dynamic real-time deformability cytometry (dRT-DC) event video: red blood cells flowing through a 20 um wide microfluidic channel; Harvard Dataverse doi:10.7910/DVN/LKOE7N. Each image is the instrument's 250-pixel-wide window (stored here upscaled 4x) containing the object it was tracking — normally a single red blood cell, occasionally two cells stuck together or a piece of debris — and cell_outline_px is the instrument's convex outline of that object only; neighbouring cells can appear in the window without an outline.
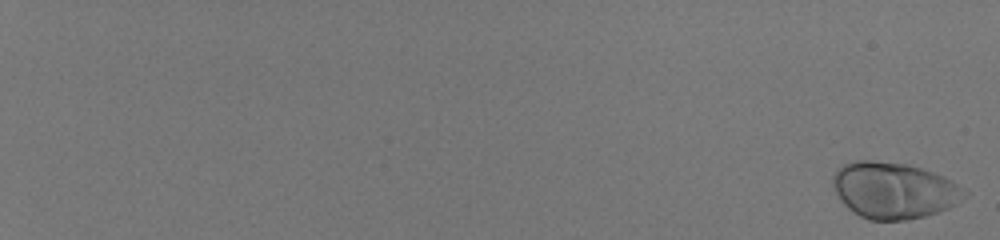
{"species": "human", "species_latin": "Homo sapiens", "temperature_condition": "room temperature", "stored_images_in_passage": 58, "camera_frame_rate_fps": 3000, "um_per_image_px": 0.085, "donor": {"sex": "male"}, "frame": {"image": 1, "passage_image": 1, "time_ms": 0.0, "image_size_px": [1000, 240], "cell_outline_px": [[960, 188], [952, 204], [948, 208], [924, 216], [904, 220], [868, 220], [860, 216], [848, 208], [840, 200], [832, 184], [832, 176], [844, 164], [856, 160], [872, 160], [908, 164], [944, 176], [956, 184]], "centroid_in_image_um": [75.84, 16.17], "position_along_channel_um": 9.2, "area_um2": 42.02}}
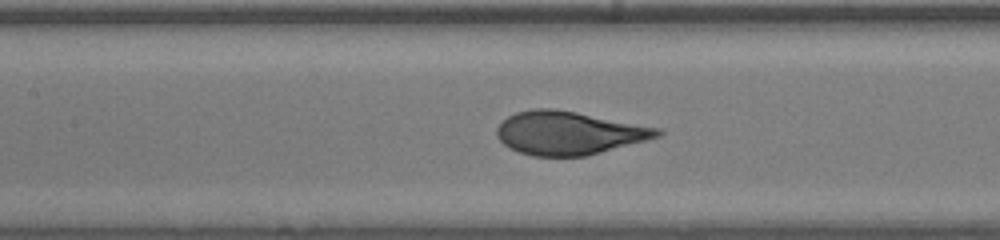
{"frame": {"image": 2, "passage_image": 34, "time_ms": 11.0, "image_size_px": [1000, 240], "cell_outline_px": [[664, 132], [660, 136], [648, 140], [584, 156], [532, 156], [508, 148], [496, 136], [496, 128], [508, 116], [516, 112], [532, 108], [552, 108], [576, 112], [660, 128]], "centroid_in_image_um": [48.33, 11.3], "position_along_channel_um": 159.1, "area_um2": 40.4}}
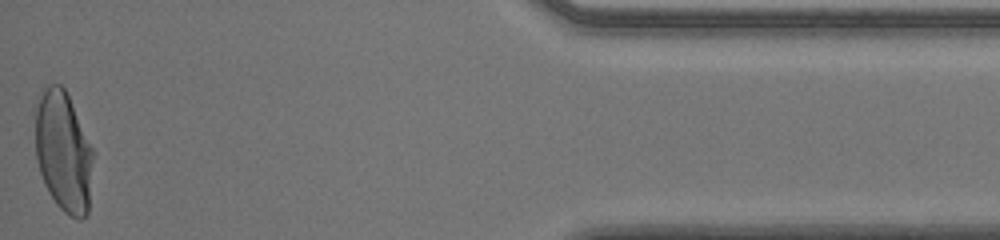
{"frame": {"image": 3, "passage_image": 58, "time_ms": 19.0, "image_size_px": [1000, 240], "cell_outline_px": [[92, 156], [88, 212], [80, 220], [68, 216], [56, 204], [48, 192], [44, 184], [36, 160], [32, 108], [44, 88], [48, 84], [60, 84], [64, 88], [68, 96], [92, 148]], "centroid_in_image_um": [5.31, 12.86], "position_along_channel_um": 429.9, "area_um2": 41.04}, "authors_computed_cell_mechanics": {"area_um2": 40.5178, "velocity_mm_per_s": 4.0391, "shape_relaxation_time_tau1_ms": 3.3995, "shape_relaxation_time_tau2_ms": null, "deformation_change_tau1": 0.2011, "deformation_change_tau2": null}}